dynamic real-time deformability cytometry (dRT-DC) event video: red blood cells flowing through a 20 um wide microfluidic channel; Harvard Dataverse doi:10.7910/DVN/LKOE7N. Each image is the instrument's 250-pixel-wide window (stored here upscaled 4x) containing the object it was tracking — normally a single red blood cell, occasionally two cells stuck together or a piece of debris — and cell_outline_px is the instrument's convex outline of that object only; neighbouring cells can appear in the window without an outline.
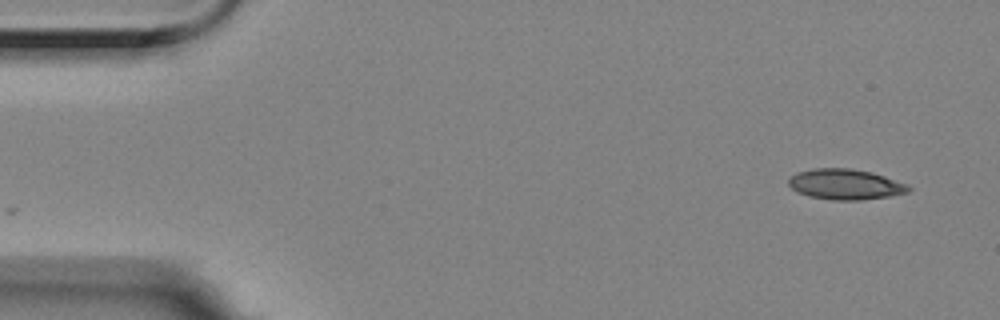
{"species": "Egyptian fruit bat (a non-hibernating species)", "species_latin": "Rousettus aegyptiacus", "temperature_condition": "room temperature", "stored_images_in_passage": 2, "camera_frame_rate_fps": 3000, "um_per_image_px": 0.085, "animal": {"sex": "female"}, "frame": {"image": 1, "passage_image": 2, "time_ms": 0.333, "image_size_px": [1000, 320], "cell_outline_px": [[912, 188], [908, 192], [888, 196], [860, 200], [832, 200], [808, 196], [796, 192], [788, 184], [788, 180], [796, 172], [812, 168], [852, 168], [872, 172], [908, 184]], "centroid_in_image_um": [71.84, 15.66], "position_along_channel_um": 13.2, "area_um2": 21.44}}